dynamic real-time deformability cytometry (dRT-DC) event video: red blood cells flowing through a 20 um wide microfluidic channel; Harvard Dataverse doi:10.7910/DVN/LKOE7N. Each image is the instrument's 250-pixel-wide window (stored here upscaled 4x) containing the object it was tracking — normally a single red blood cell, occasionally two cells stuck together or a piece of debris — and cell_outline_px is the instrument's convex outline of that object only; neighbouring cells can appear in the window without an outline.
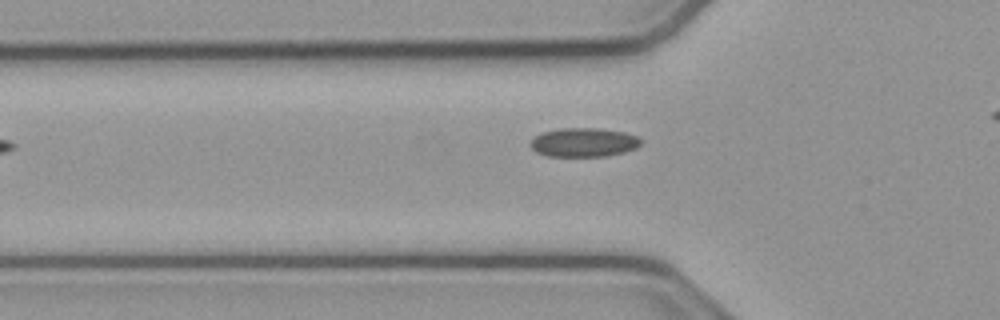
{"species": "common noctule bat (a hibernating species)", "species_latin": "Nyctalus noctula", "temperature_condition": "cold", "stored_images_in_passage": 31, "camera_frame_rate_fps": 3000, "um_per_image_px": 0.085, "animal": {"sex": "male", "body_mass_g": 23.1, "forearm_length_mm": 52.7}, "frame": {"image": 1, "passage_image": 3, "time_ms": 0.667, "image_size_px": [1000, 320], "cell_outline_px": [[640, 144], [632, 148], [620, 152], [600, 156], [548, 156], [532, 148], [532, 140], [536, 136], [544, 132], [568, 128], [588, 128], [620, 132], [636, 136], [640, 140]], "centroid_in_image_um": [49.58, 12.1], "position_along_channel_um": 76.2, "area_um2": 17.57}}
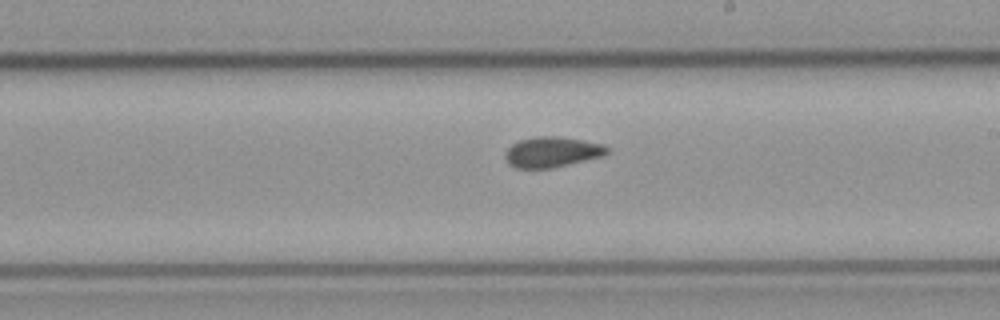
{"frame": {"image": 2, "passage_image": 16, "time_ms": 5.0, "image_size_px": [1000, 320], "cell_outline_px": [[608, 152], [596, 156], [548, 168], [520, 168], [512, 164], [508, 160], [508, 148], [512, 144], [520, 140], [580, 140], [600, 144], [608, 148]], "centroid_in_image_um": [46.89, 12.97], "position_along_channel_um": 242.1, "area_um2": 15.72}}
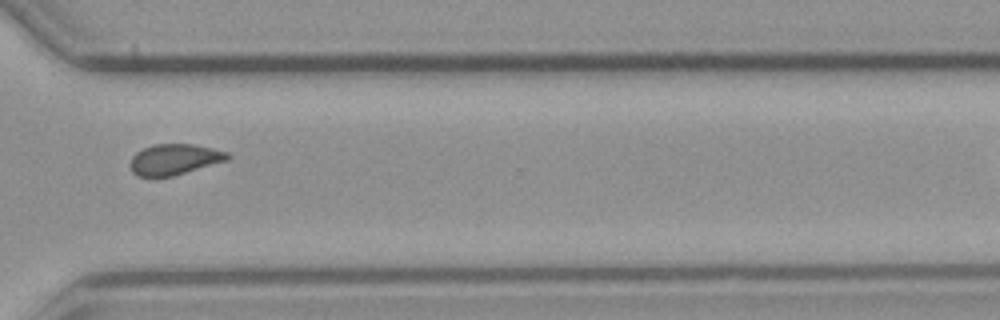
{"frame": {"image": 3, "passage_image": 25, "time_ms": 8.0, "image_size_px": [1000, 320], "cell_outline_px": [[232, 156], [228, 160], [172, 176], [140, 176], [132, 172], [132, 156], [136, 152], [144, 148], [156, 144], [192, 144], [228, 152]], "centroid_in_image_um": [14.86, 13.54], "position_along_channel_um": 355.7, "area_um2": 17.11}}